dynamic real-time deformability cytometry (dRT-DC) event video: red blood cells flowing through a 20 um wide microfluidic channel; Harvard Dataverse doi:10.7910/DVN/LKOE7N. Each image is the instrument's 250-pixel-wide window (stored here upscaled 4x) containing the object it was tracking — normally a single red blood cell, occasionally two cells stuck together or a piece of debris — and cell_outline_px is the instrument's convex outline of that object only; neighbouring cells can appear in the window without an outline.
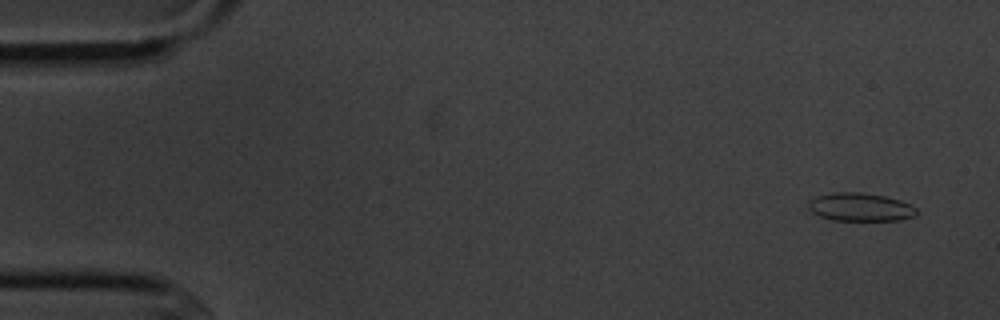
{"species": "common noctule bat (a hibernating species)", "species_latin": "Nyctalus noctula", "temperature_condition": "cold", "stored_images_in_passage": 6, "camera_frame_rate_fps": 3000, "um_per_image_px": 0.085, "animal": {"sex": "male", "body_mass_g": 20.1, "forearm_length_mm": 53.5}, "frame": {"image": 1, "passage_image": 1, "time_ms": 0.0, "image_size_px": [1000, 320], "cell_outline_px": [[916, 216], [900, 220], [832, 220], [820, 216], [812, 212], [808, 208], [808, 200], [816, 196], [832, 192], [860, 192], [884, 196], [900, 200], [912, 204], [916, 208]], "centroid_in_image_um": [73.12, 17.59], "position_along_channel_um": 11.9, "area_um2": 17.92}}
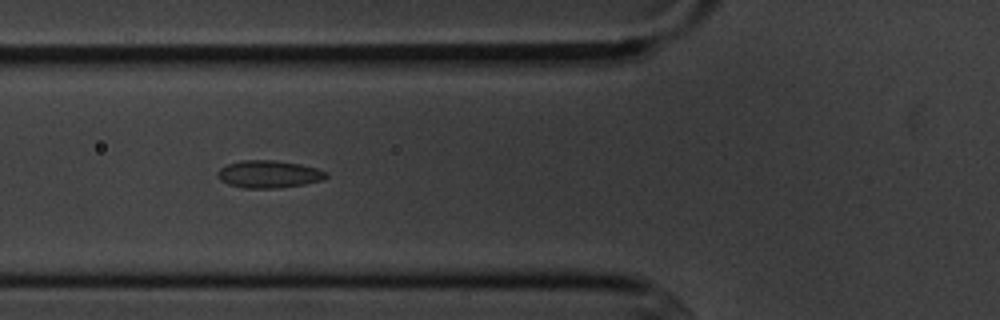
{"frame": {"image": 2, "passage_image": 6, "time_ms": 5.667, "image_size_px": [1000, 320], "cell_outline_px": [[328, 176], [324, 180], [304, 184], [280, 188], [244, 188], [228, 184], [220, 180], [216, 176], [216, 172], [220, 168], [228, 164], [240, 160], [272, 160], [300, 164], [316, 168], [328, 172]], "centroid_in_image_um": [22.84, 14.81], "position_along_channel_um": 103.0, "area_um2": 17.51}}